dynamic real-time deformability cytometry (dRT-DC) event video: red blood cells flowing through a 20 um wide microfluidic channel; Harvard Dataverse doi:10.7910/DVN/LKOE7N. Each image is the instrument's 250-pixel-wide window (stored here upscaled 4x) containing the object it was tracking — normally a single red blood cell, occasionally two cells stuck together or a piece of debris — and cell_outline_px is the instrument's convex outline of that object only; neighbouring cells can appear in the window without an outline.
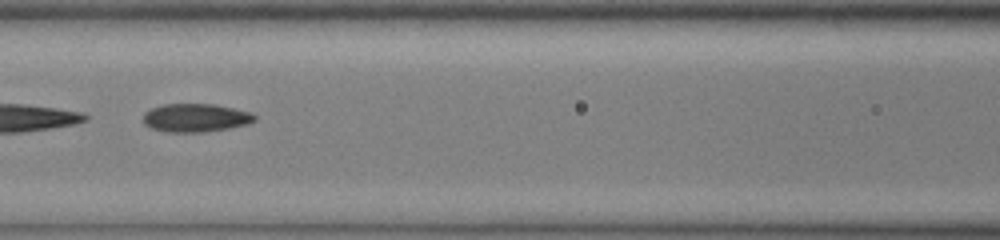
{"species": "common noctule bat (a hibernating species)", "species_latin": "Nyctalus noctula", "temperature_condition": "cold", "stored_images_in_passage": 48, "camera_frame_rate_fps": 3000, "um_per_image_px": 0.085, "animal": {"sex": "male", "body_mass_g": 13.0, "forearm_length_mm": 53.1}, "frame": {"image": 1, "passage_image": 22, "time_ms": 7.0, "image_size_px": [1000, 240], "cell_outline_px": [[256, 120], [248, 124], [228, 128], [204, 132], [168, 132], [152, 128], [144, 124], [144, 112], [160, 104], [216, 104], [252, 112], [256, 116]], "centroid_in_image_um": [16.65, 10.0], "position_along_channel_um": 150.0, "area_um2": 18.5}}
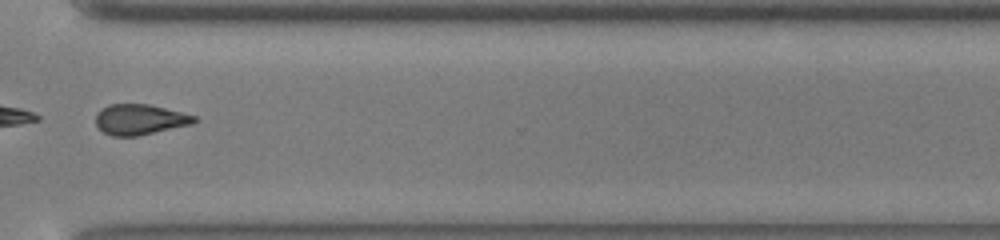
{"frame": {"image": 2, "passage_image": 37, "time_ms": 12.0, "image_size_px": [1000, 240], "cell_outline_px": [[200, 120], [192, 124], [136, 136], [112, 136], [104, 132], [96, 124], [96, 112], [100, 108], [108, 104], [148, 104], [196, 116]], "centroid_in_image_um": [11.87, 10.15], "position_along_channel_um": 358.7, "area_um2": 17.46}}